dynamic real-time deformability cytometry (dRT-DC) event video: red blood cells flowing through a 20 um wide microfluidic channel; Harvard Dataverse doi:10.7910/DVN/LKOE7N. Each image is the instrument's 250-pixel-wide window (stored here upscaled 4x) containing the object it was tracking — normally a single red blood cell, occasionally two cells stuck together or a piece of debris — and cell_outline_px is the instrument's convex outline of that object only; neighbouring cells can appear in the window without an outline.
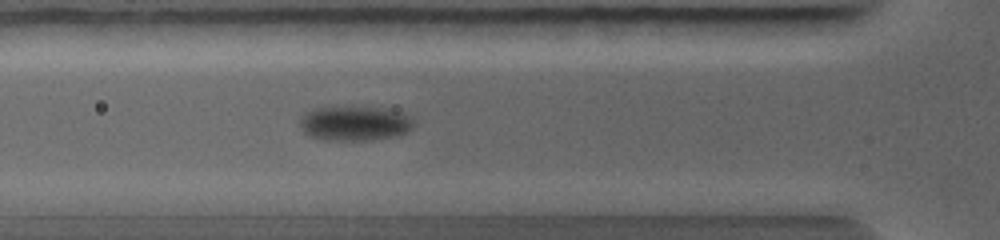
{"species": "common noctule bat (a hibernating species)", "species_latin": "Nyctalus noctula", "temperature_condition": "warm", "stored_images_in_passage": 15, "camera_frame_rate_fps": 5000, "um_per_image_px": 0.085, "animal": {"sex": "female", "body_mass_g": 19.0, "forearm_length_mm": 56.7}, "frame": {"image": 1, "passage_image": 7, "time_ms": 2.4, "image_size_px": [1000, 240], "cell_outline_px": [[412, 128], [404, 132], [392, 136], [368, 140], [324, 140], [312, 136], [304, 132], [300, 124], [300, 120], [312, 108], [348, 104], [388, 108], [404, 112], [412, 120]], "centroid_in_image_um": [30.14, 10.42], "position_along_channel_um": 95.7, "area_um2": 23.47}}
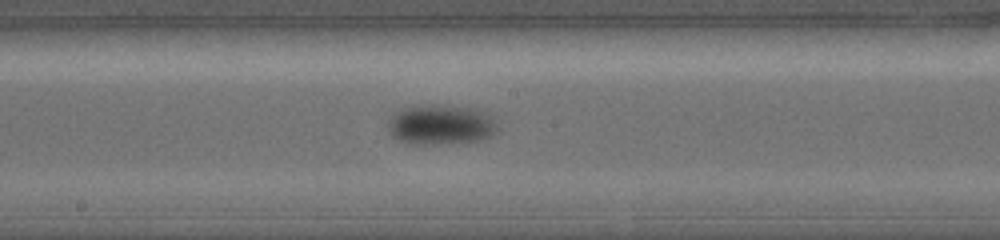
{"frame": {"image": 2, "passage_image": 12, "time_ms": 4.4, "image_size_px": [1000, 240], "cell_outline_px": [[496, 128], [488, 136], [480, 140], [428, 144], [416, 144], [400, 140], [392, 136], [388, 132], [388, 120], [400, 108], [424, 104], [436, 104], [476, 108], [484, 112], [488, 116]], "centroid_in_image_um": [37.36, 10.56], "position_along_channel_um": 210.8, "area_um2": 25.09}}
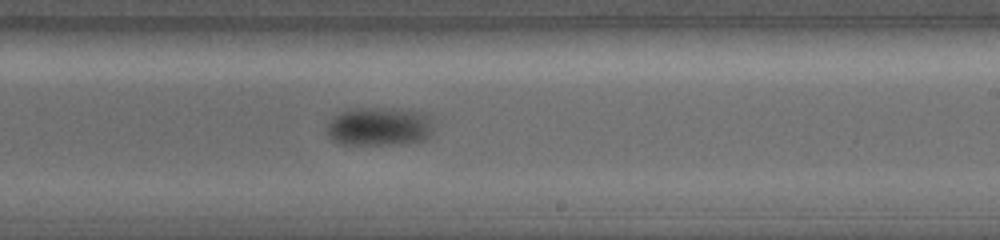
{"frame": {"image": 3, "passage_image": 14, "time_ms": 5.2, "image_size_px": [1000, 240], "cell_outline_px": [[432, 132], [424, 140], [404, 144], [340, 144], [332, 140], [328, 132], [328, 120], [336, 112], [352, 108], [376, 108], [424, 112], [432, 116]], "centroid_in_image_um": [32.23, 10.75], "position_along_channel_um": 256.8, "area_um2": 24.22}}